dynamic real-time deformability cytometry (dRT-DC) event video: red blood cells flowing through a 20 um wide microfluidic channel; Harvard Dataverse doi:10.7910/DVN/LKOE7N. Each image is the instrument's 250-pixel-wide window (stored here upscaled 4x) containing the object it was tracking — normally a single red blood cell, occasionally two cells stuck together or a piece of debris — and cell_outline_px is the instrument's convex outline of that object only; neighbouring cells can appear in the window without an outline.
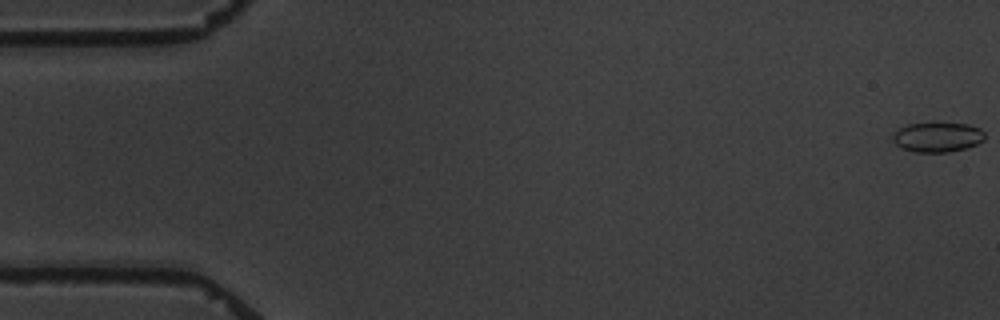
{"species": "common noctule bat (a hibernating species)", "species_latin": "Nyctalus noctula", "temperature_condition": "warm", "stored_images_in_passage": 5, "camera_frame_rate_fps": 3000, "um_per_image_px": 0.085, "animal": {"sex": "male", "body_mass_g": 19.5, "forearm_length_mm": 54.6}, "frame": {"image": 1, "passage_image": 1, "time_ms": 0.0, "image_size_px": [1000, 320], "cell_outline_px": [[984, 140], [968, 148], [948, 152], [916, 152], [900, 148], [892, 140], [892, 132], [908, 124], [936, 120], [968, 124], [980, 128], [984, 132]], "centroid_in_image_um": [79.67, 11.61], "position_along_channel_um": 5.3, "area_um2": 16.76}}
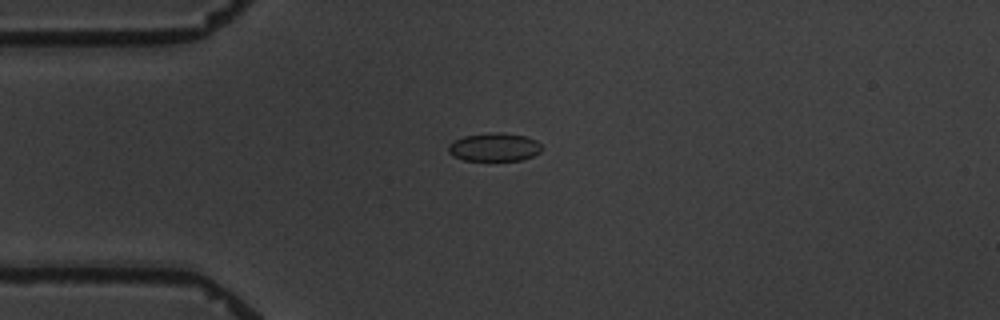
{"frame": {"image": 2, "passage_image": 5, "time_ms": 4.667, "image_size_px": [1000, 320], "cell_outline_px": [[544, 148], [540, 152], [532, 156], [520, 160], [464, 160], [448, 152], [448, 148], [456, 140], [464, 136], [496, 132], [504, 132], [524, 136], [536, 140]], "centroid_in_image_um": [42.08, 12.5], "position_along_channel_um": 42.9, "area_um2": 15.14}}